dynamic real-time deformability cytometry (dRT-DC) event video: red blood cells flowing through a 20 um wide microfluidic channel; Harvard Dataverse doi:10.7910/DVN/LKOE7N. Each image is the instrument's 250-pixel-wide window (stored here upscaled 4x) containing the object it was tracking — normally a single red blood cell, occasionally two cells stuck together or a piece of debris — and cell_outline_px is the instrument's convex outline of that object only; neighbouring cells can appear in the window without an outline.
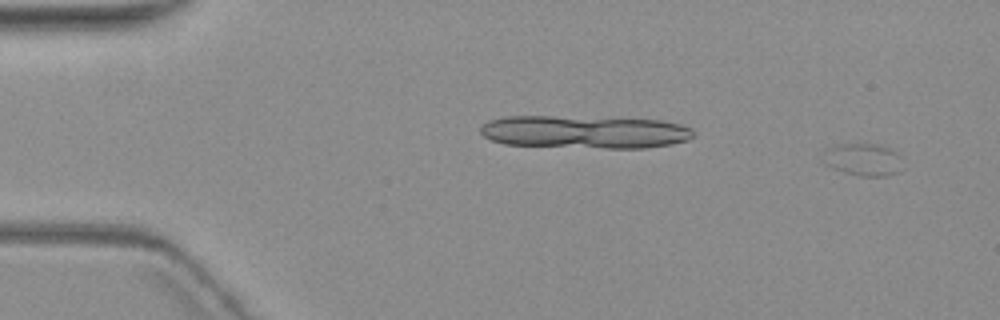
{"species": "common noctule bat (a hibernating species)", "species_latin": "Nyctalus noctula", "temperature_condition": "warm", "stored_images_in_passage": 4, "camera_frame_rate_fps": 3000, "um_per_image_px": 0.085, "animal": {"sex": "female", "body_mass_g": 19.3, "forearm_length_mm": 54.1}, "frame": {"image": 1, "passage_image": 4, "time_ms": 3.667, "image_size_px": [1000, 320], "cell_outline_px": [[904, 168], [900, 172], [884, 176], [860, 176], [844, 172], [832, 168], [824, 164], [820, 160], [828, 148], [840, 144], [880, 144], [888, 148], [900, 156]], "centroid_in_image_um": [73.37, 13.58], "position_along_channel_um": 11.6, "area_um2": 15.2}}